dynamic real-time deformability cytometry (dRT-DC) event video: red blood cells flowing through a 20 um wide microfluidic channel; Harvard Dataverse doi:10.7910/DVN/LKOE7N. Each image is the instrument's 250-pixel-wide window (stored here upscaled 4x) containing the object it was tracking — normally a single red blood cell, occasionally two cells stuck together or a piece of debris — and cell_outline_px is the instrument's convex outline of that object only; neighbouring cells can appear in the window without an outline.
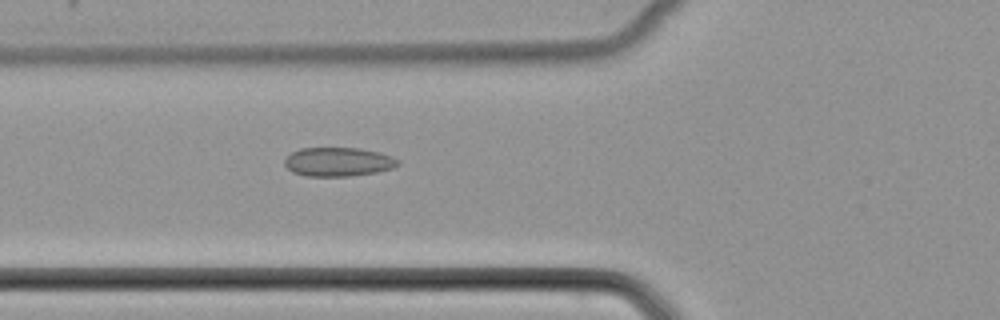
{"species": "common noctule bat (a hibernating species)", "species_latin": "Nyctalus noctula", "temperature_condition": "cold", "stored_images_in_passage": 52, "camera_frame_rate_fps": 3000, "um_per_image_px": 0.085, "animal": {"sex": "female", "body_mass_g": 22.7, "forearm_length_mm": 54.2}, "frame": {"image": 1, "passage_image": 20, "time_ms": 6.333, "image_size_px": [1000, 320], "cell_outline_px": [[400, 164], [392, 168], [376, 172], [352, 176], [308, 176], [292, 172], [284, 164], [284, 160], [292, 152], [300, 148], [360, 148], [380, 152], [392, 156], [400, 160]], "centroid_in_image_um": [28.77, 13.75], "position_along_channel_um": 97.0, "area_um2": 19.19}}
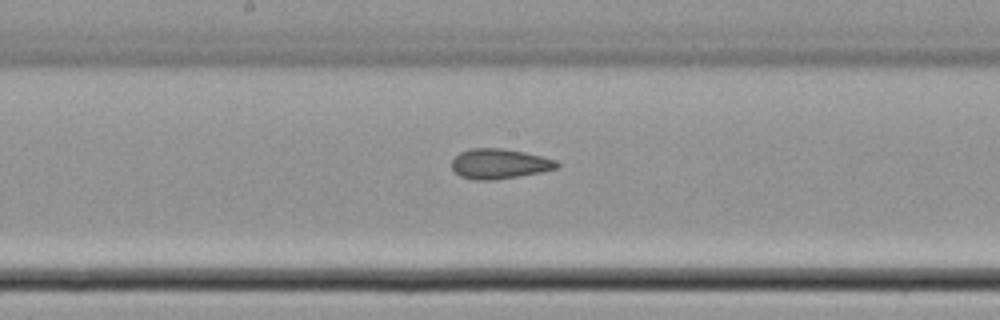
{"frame": {"image": 2, "passage_image": 28, "time_ms": 9.0, "image_size_px": [1000, 320], "cell_outline_px": [[560, 168], [540, 172], [496, 180], [472, 180], [460, 176], [452, 168], [452, 160], [460, 152], [472, 148], [500, 148], [524, 152], [556, 160], [560, 164]], "centroid_in_image_um": [42.45, 13.93], "position_along_channel_um": 205.7, "area_um2": 18.38}}
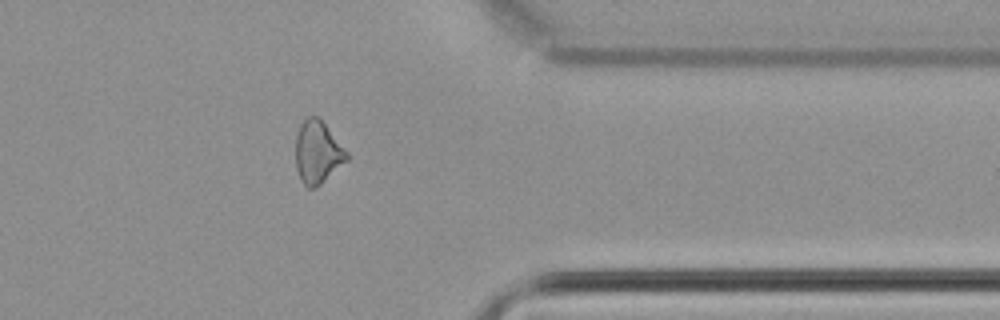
{"frame": {"image": 3, "passage_image": 42, "time_ms": 13.667, "image_size_px": [1000, 320], "cell_outline_px": [[348, 160], [316, 188], [308, 188], [300, 180], [296, 168], [296, 136], [300, 124], [308, 116], [316, 116], [324, 124], [348, 152]], "centroid_in_image_um": [26.98, 12.97], "position_along_channel_um": 384.4, "area_um2": 18.5}}